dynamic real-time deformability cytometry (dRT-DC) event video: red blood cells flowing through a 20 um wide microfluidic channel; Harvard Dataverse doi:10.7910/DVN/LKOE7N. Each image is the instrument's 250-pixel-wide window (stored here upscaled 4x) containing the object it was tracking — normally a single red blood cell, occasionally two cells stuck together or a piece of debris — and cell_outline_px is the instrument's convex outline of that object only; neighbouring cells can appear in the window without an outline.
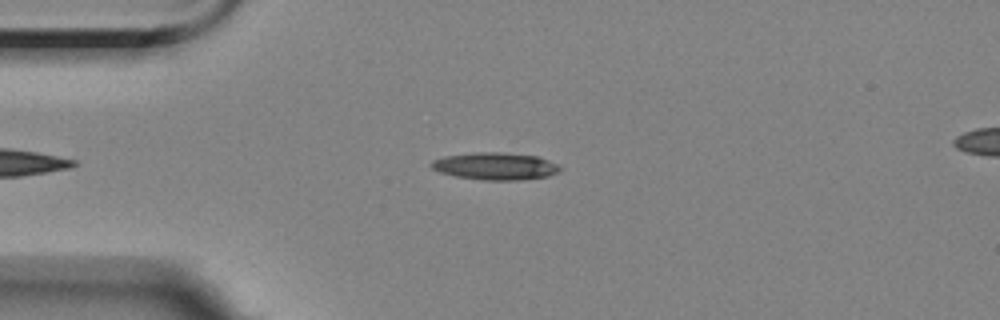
{"species": "Egyptian fruit bat (a non-hibernating species)", "species_latin": "Rousettus aegyptiacus", "temperature_condition": "room temperature", "stored_images_in_passage": 4, "camera_frame_rate_fps": 3000, "um_per_image_px": 0.085, "animal": {"sex": "female"}, "frame": {"image": 1, "passage_image": 4, "time_ms": 4.0, "image_size_px": [1000, 320], "cell_outline_px": [[564, 168], [560, 172], [548, 176], [520, 180], [484, 180], [456, 176], [440, 172], [432, 168], [428, 164], [432, 160], [444, 156], [472, 152], [500, 152], [536, 156], [548, 160]], "centroid_in_image_um": [42.1, 14.12], "position_along_channel_um": 42.9, "area_um2": 20.58}}